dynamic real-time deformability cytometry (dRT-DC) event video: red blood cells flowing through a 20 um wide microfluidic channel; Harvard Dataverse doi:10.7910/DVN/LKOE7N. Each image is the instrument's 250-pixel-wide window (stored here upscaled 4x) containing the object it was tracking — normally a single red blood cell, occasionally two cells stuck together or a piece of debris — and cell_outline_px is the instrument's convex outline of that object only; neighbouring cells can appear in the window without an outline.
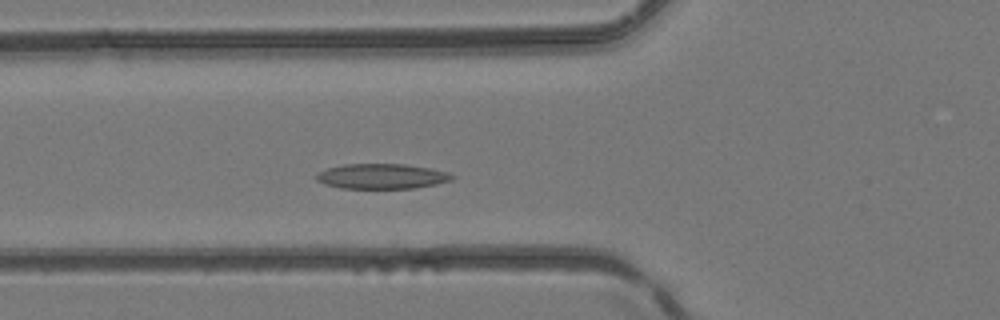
{"species": "common noctule bat (a hibernating species)", "species_latin": "Nyctalus noctula", "temperature_condition": "room temperature", "stored_images_in_passage": 39, "camera_frame_rate_fps": 3000, "um_per_image_px": 0.085, "animal": {"sex": "female", "body_mass_g": 24.6, "forearm_length_mm": 56.2}, "frame": {"image": 1, "passage_image": 11, "time_ms": 3.333, "image_size_px": [1000, 320], "cell_outline_px": [[456, 176], [452, 180], [436, 184], [416, 188], [340, 188], [324, 184], [316, 180], [316, 176], [320, 172], [328, 168], [344, 164], [404, 164], [428, 168], [448, 172]], "centroid_in_image_um": [32.47, 14.99], "position_along_channel_um": 93.3, "area_um2": 19.77}}
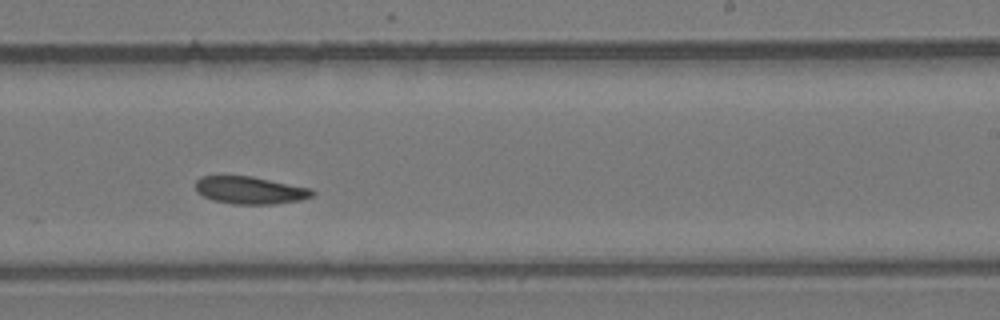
{"frame": {"image": 2, "passage_image": 22, "time_ms": 7.0, "image_size_px": [1000, 320], "cell_outline_px": [[316, 192], [312, 196], [300, 200], [272, 204], [232, 204], [212, 200], [196, 192], [196, 180], [200, 176], [252, 176], [312, 188]], "centroid_in_image_um": [21.26, 16.17], "position_along_channel_um": 267.7, "area_um2": 18.79}}
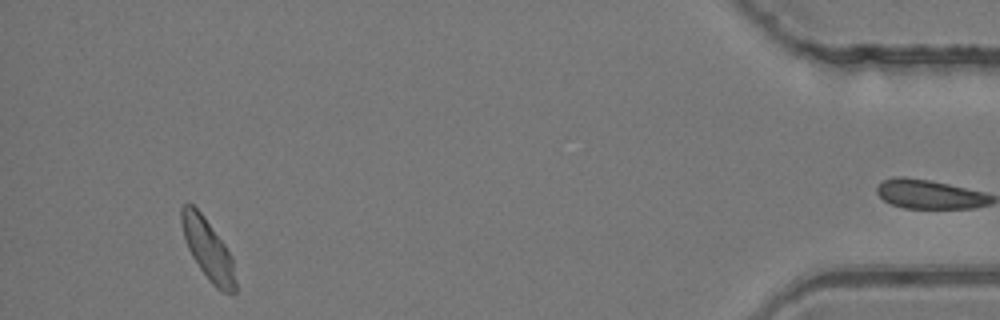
{"frame": {"image": 3, "passage_image": 36, "time_ms": 11.667, "image_size_px": [1000, 320], "cell_outline_px": [[236, 292], [224, 292], [216, 288], [212, 284], [200, 268], [192, 256], [188, 248], [184, 236], [180, 220], [180, 208], [184, 204], [192, 204], [204, 216], [224, 244], [232, 256], [236, 284]], "centroid_in_image_um": [17.67, 21.18], "position_along_channel_um": 417.5, "area_um2": 18.84}}